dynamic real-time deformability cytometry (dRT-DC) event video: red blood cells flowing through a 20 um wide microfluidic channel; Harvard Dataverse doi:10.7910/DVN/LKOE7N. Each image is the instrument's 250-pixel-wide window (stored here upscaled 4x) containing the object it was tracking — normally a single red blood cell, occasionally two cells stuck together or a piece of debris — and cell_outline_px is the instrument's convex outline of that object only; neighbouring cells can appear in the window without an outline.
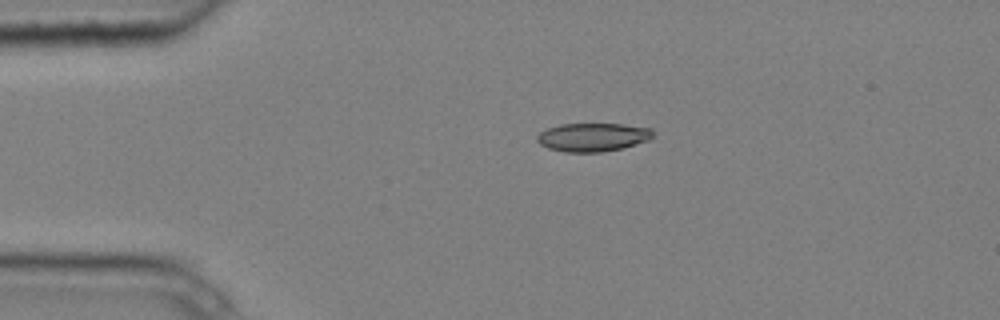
{"species": "common noctule bat (a hibernating species)", "species_latin": "Nyctalus noctula", "temperature_condition": "cold", "stored_images_in_passage": 4, "camera_frame_rate_fps": 3000, "um_per_image_px": 0.085, "animal": {"sex": "male", "body_mass_g": 20.4}, "frame": {"image": 1, "passage_image": 1, "time_ms": 0.0, "image_size_px": [1000, 320], "cell_outline_px": [[656, 136], [648, 140], [624, 148], [604, 152], [564, 152], [548, 148], [540, 144], [536, 140], [536, 136], [540, 132], [548, 128], [560, 124], [624, 124], [652, 128]], "centroid_in_image_um": [50.42, 11.66], "position_along_channel_um": 34.6, "area_um2": 19.48}}
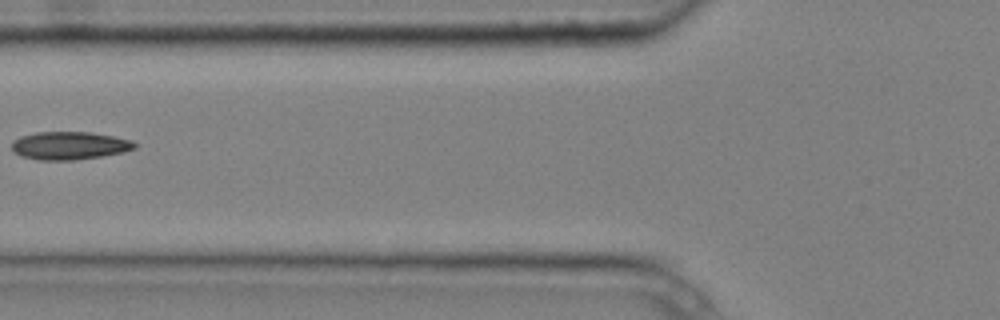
{"frame": {"image": 2, "passage_image": 3, "time_ms": 0.667, "image_size_px": [1000, 320], "cell_outline_px": [[136, 148], [124, 152], [76, 160], [36, 160], [20, 156], [12, 152], [12, 140], [20, 136], [36, 132], [88, 132], [112, 136], [132, 140], [136, 144]], "centroid_in_image_um": [5.85, 12.38], "position_along_channel_um": 119.9, "area_um2": 20.17}}
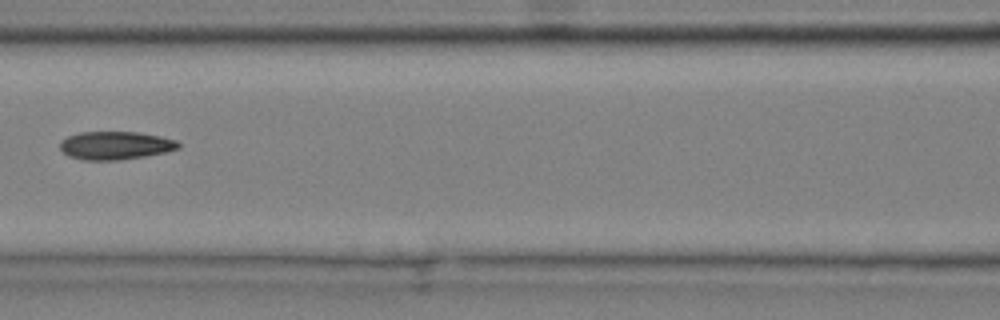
{"frame": {"image": 3, "passage_image": 4, "time_ms": 1.0, "image_size_px": [1000, 320], "cell_outline_px": [[180, 148], [164, 152], [144, 156], [116, 160], [84, 160], [68, 156], [60, 148], [60, 140], [68, 136], [80, 132], [140, 132], [160, 136], [176, 140], [180, 144]], "centroid_in_image_um": [9.79, 12.36], "position_along_channel_um": 156.8, "area_um2": 19.36}}